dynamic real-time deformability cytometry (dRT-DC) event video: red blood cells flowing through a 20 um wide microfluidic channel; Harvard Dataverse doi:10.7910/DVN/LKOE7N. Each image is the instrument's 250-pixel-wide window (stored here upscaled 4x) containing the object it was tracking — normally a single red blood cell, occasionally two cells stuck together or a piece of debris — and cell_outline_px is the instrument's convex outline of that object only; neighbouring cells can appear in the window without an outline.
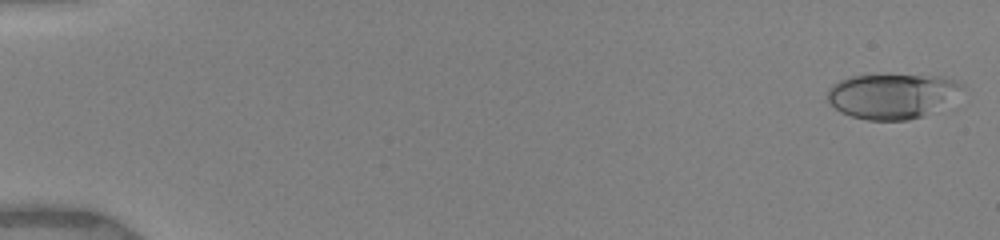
{"species": "human", "species_latin": "Homo sapiens", "temperature_condition": "warm", "stored_images_in_passage": 23, "camera_frame_rate_fps": 3000, "um_per_image_px": 0.085, "donor": {"sex": "female"}, "frame": {"image": 1, "passage_image": 1, "time_ms": 0.0, "image_size_px": [1000, 240], "cell_outline_px": [[964, 88], [924, 116], [908, 120], [868, 120], [852, 116], [840, 112], [828, 100], [828, 88], [832, 84], [840, 80], [852, 76], [944, 76], [956, 80], [964, 84]], "centroid_in_image_um": [75.78, 8.16], "position_along_channel_um": 9.2, "area_um2": 34.51}}